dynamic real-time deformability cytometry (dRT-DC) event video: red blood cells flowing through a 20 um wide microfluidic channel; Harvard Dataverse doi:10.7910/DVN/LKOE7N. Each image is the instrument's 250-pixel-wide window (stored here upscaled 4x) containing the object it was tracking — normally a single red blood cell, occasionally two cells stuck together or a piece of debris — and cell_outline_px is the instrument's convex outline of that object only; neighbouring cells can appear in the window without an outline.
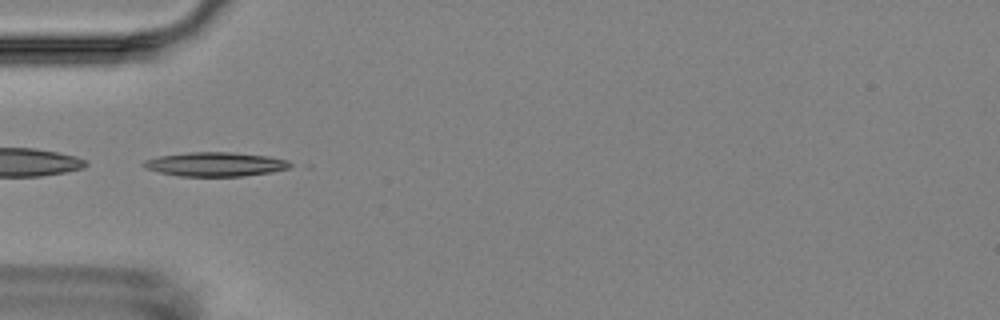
{"species": "Egyptian fruit bat (a non-hibernating species)", "species_latin": "Rousettus aegyptiacus", "temperature_condition": "room temperature", "stored_images_in_passage": 5, "camera_frame_rate_fps": 3000, "um_per_image_px": 0.085, "animal": {"sex": "female"}, "frame": {"image": 1, "passage_image": 3, "time_ms": 2.333, "image_size_px": [1000, 320], "cell_outline_px": [[296, 164], [288, 168], [272, 172], [244, 176], [180, 176], [160, 172], [144, 168], [140, 164], [144, 160], [160, 156], [188, 152], [232, 152], [268, 156], [288, 160]], "centroid_in_image_um": [18.33, 13.96], "position_along_channel_um": 66.7, "area_um2": 20.75}}